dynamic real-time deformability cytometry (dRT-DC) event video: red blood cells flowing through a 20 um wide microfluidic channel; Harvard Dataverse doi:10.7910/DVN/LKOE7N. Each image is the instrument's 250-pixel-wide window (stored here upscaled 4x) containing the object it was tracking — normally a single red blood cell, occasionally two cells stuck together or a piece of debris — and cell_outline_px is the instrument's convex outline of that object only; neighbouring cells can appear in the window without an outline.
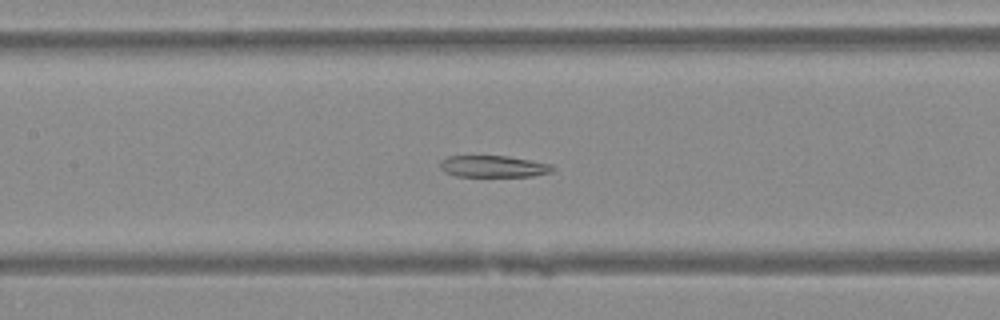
{"species": "Egyptian fruit bat (a non-hibernating species)", "species_latin": "Rousettus aegyptiacus", "temperature_condition": "warm", "stored_images_in_passage": 39, "segment_of_instrument_passage": [2, 2], "camera_frame_rate_fps": 3000, "um_per_image_px": 0.085, "animal": {"sex": "female"}, "frame": {"image": 1, "passage_image": 13, "time_ms": 4.0, "image_size_px": [1000, 320], "cell_outline_px": [[556, 168], [552, 172], [532, 176], [456, 176], [444, 172], [440, 168], [440, 160], [448, 156], [508, 156], [552, 164]], "centroid_in_image_um": [41.94, 14.14], "position_along_channel_um": 165.5, "area_um2": 14.28}}
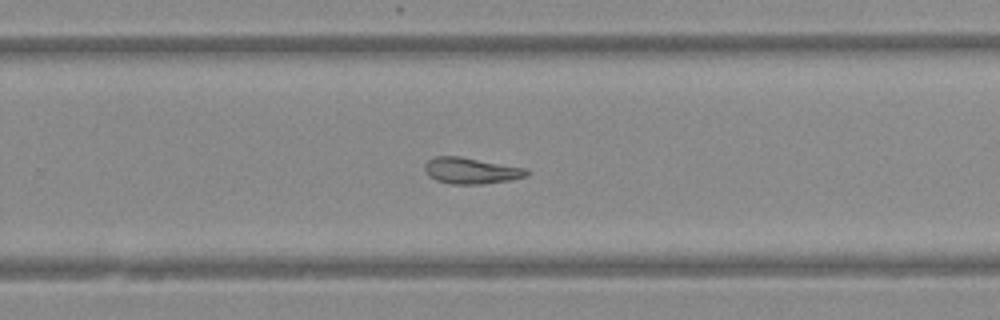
{"frame": {"image": 2, "passage_image": 22, "time_ms": 7.0, "image_size_px": [1000, 320], "cell_outline_px": [[532, 172], [528, 176], [512, 180], [484, 184], [452, 184], [436, 180], [428, 176], [424, 168], [424, 164], [432, 156], [460, 156], [528, 168]], "centroid_in_image_um": [40.09, 14.5], "position_along_channel_um": 289.7, "area_um2": 15.95}}
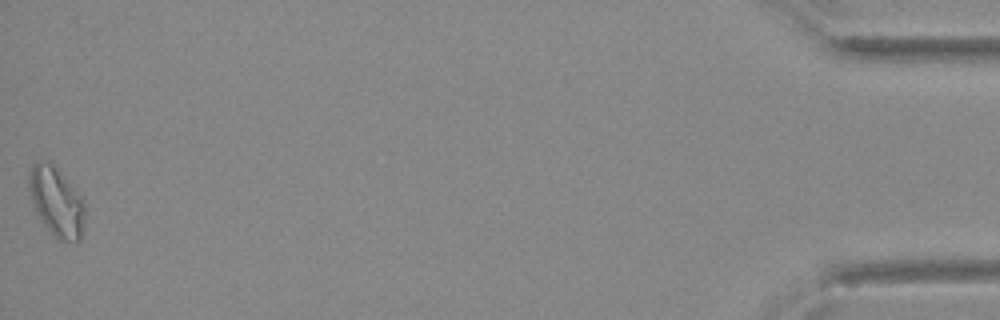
{"frame": {"image": 3, "passage_image": 39, "time_ms": 12.667, "image_size_px": [1000, 320], "cell_outline_px": [[84, 220], [80, 240], [60, 240], [44, 224], [36, 212], [28, 188], [28, 172], [32, 164], [48, 160], [52, 164], [80, 196], [84, 204]], "centroid_in_image_um": [4.76, 17.13], "position_along_channel_um": 430.4, "area_um2": 21.85}}